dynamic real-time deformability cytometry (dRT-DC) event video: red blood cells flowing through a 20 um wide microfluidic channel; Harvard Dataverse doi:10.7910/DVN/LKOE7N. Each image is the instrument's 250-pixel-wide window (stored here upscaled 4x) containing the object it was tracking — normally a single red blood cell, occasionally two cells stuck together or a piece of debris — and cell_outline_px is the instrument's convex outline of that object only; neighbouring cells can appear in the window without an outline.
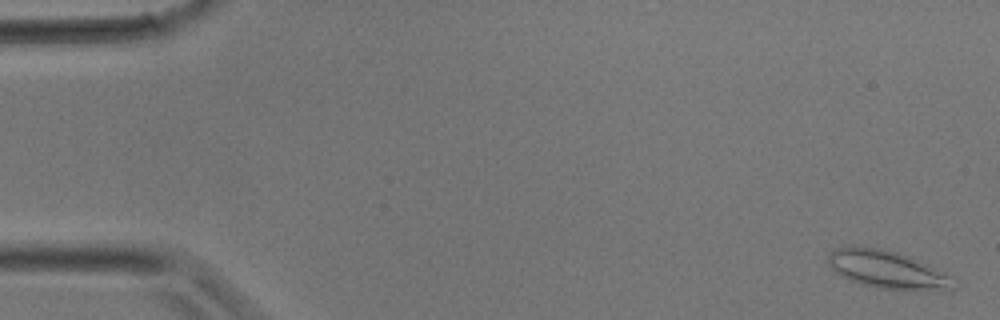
{"species": "common noctule bat (a hibernating species)", "species_latin": "Nyctalus noctula", "temperature_condition": "room temperature", "stored_images_in_passage": 33, "camera_frame_rate_fps": 3000, "um_per_image_px": 0.085, "animal": {"sex": "male", "body_mass_g": 17.9}, "frame": {"image": 1, "passage_image": 1, "time_ms": 0.0, "image_size_px": [1000, 320], "cell_outline_px": [[952, 292], [880, 288], [864, 284], [852, 280], [836, 272], [832, 268], [828, 260], [828, 252], [836, 248], [880, 248], [896, 252], [908, 256], [948, 276], [952, 288]], "centroid_in_image_um": [75.4, 22.94], "position_along_channel_um": 9.6, "area_um2": 26.47}}
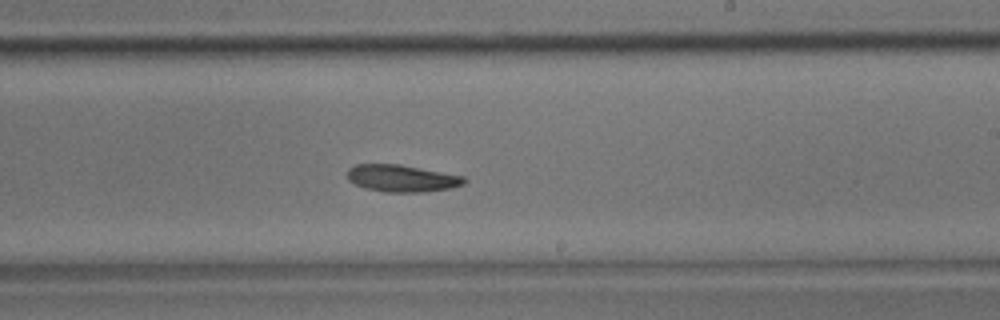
{"frame": {"image": 2, "passage_image": 20, "time_ms": 6.333, "image_size_px": [1000, 320], "cell_outline_px": [[468, 180], [464, 184], [452, 188], [424, 192], [384, 192], [364, 188], [348, 180], [348, 168], [356, 164], [400, 164], [464, 176]], "centroid_in_image_um": [34.18, 15.16], "position_along_channel_um": 254.8, "area_um2": 18.55}}
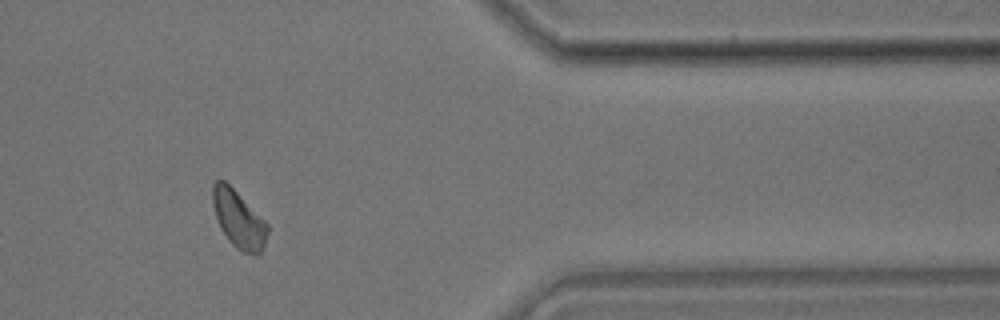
{"frame": {"image": 3, "passage_image": 28, "time_ms": 9.0, "image_size_px": [1000, 320], "cell_outline_px": [[268, 232], [260, 256], [256, 256], [244, 252], [236, 248], [228, 240], [216, 216], [212, 204], [212, 184], [216, 180], [224, 180], [268, 224]], "centroid_in_image_um": [20.29, 18.66], "position_along_channel_um": 391.1, "area_um2": 18.03}}